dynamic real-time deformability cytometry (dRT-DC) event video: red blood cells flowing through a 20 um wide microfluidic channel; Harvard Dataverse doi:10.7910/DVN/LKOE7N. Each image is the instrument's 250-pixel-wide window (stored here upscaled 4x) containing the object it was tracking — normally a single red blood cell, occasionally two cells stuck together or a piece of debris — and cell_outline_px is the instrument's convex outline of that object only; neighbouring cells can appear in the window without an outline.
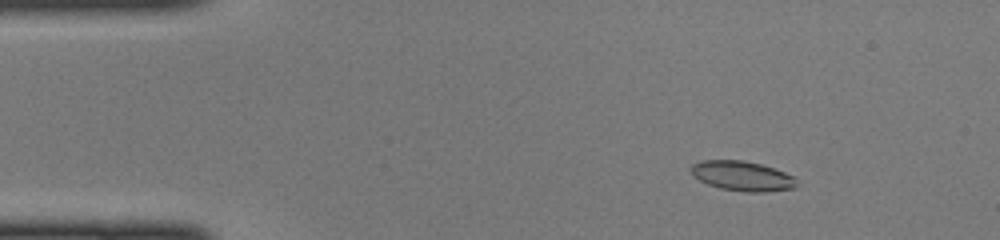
{"species": "common noctule bat (a hibernating species)", "species_latin": "Nyctalus noctula", "temperature_condition": "cold", "stored_images_in_passage": 48, "camera_frame_rate_fps": 3000, "um_per_image_px": 0.085, "animal": {"sex": "female", "body_mass_g": 22.0, "forearm_length_mm": 56.7}, "frame": {"image": 1, "passage_image": 7, "time_ms": 2.0, "image_size_px": [1000, 240], "cell_outline_px": [[796, 188], [764, 192], [748, 192], [720, 188], [708, 184], [700, 180], [692, 172], [692, 164], [704, 160], [740, 160], [760, 164], [784, 172], [792, 176]], "centroid_in_image_um": [63.08, 14.96], "position_along_channel_um": 21.9, "area_um2": 17.86}}
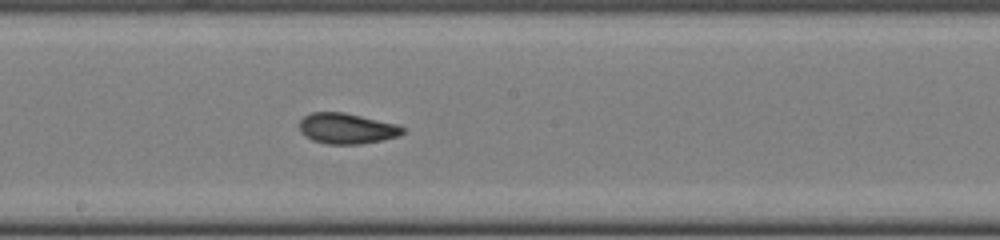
{"frame": {"image": 2, "passage_image": 26, "time_ms": 8.333, "image_size_px": [1000, 240], "cell_outline_px": [[404, 132], [396, 136], [380, 140], [360, 144], [328, 144], [312, 140], [300, 132], [300, 120], [304, 116], [312, 112], [344, 112], [396, 124], [404, 128]], "centroid_in_image_um": [29.43, 10.91], "position_along_channel_um": 218.8, "area_um2": 18.21}}
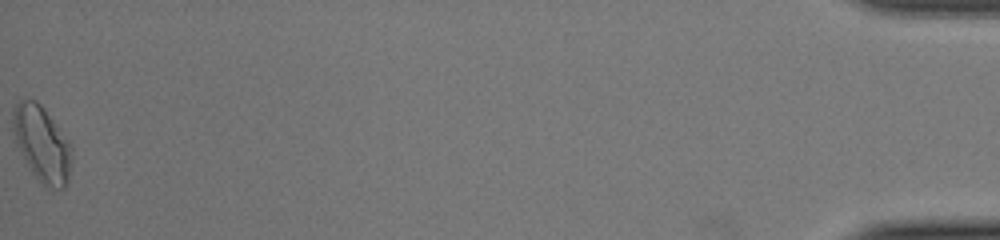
{"frame": {"image": 3, "passage_image": 48, "time_ms": 15.667, "image_size_px": [1000, 240], "cell_outline_px": [[72, 148], [68, 176], [64, 188], [60, 188], [44, 184], [32, 172], [16, 140], [12, 128], [12, 108], [20, 100], [36, 100], [44, 108]], "centroid_in_image_um": [3.53, 12.16], "position_along_channel_um": 431.7, "area_um2": 24.74}}